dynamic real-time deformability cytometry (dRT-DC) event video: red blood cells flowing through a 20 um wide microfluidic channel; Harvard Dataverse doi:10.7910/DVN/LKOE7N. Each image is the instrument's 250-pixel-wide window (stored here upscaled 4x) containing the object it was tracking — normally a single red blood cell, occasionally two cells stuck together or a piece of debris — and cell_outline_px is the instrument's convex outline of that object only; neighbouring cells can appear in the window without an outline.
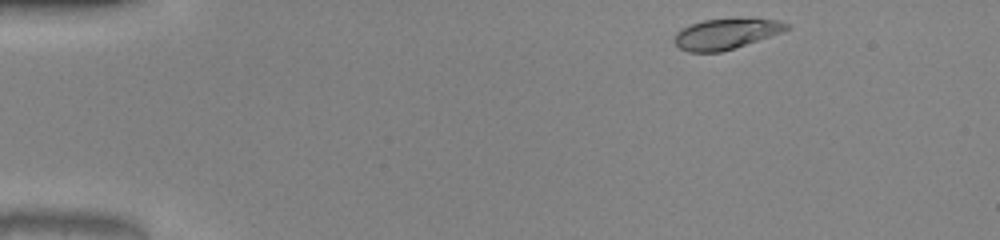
{"species": "common noctule bat (a hibernating species)", "species_latin": "Nyctalus noctula", "temperature_condition": "warm", "stored_images_in_passage": 10, "camera_frame_rate_fps": 3000, "um_per_image_px": 0.085, "animal": {"sex": "male", "body_mass_g": 20.0, "forearm_length_mm": 53.3}, "frame": {"image": 1, "passage_image": 1, "time_ms": 0.0, "image_size_px": [1000, 240], "cell_outline_px": [[792, 28], [720, 52], [688, 52], [680, 48], [672, 40], [676, 32], [692, 24], [704, 20], [776, 20], [788, 24]], "centroid_in_image_um": [61.62, 2.9], "position_along_channel_um": 23.4, "area_um2": 19.02}}